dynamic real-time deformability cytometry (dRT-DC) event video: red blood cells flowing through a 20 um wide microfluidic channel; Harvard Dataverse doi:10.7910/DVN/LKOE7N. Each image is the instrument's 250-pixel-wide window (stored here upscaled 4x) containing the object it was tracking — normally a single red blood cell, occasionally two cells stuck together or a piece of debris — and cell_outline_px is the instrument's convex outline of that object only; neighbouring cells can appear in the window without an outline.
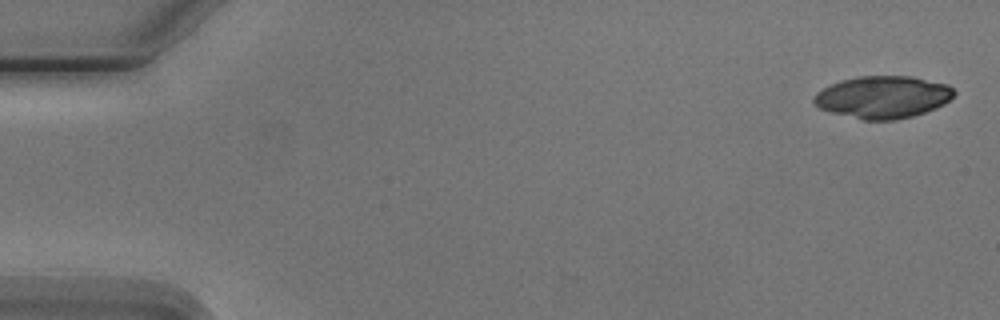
{"species": "Egyptian fruit bat (a non-hibernating species)", "species_latin": "Rousettus aegyptiacus", "temperature_condition": "cold", "stored_images_in_passage": 4, "camera_frame_rate_fps": 3000, "um_per_image_px": 0.085, "animal": {"sex": "male"}, "frame": {"image": 1, "passage_image": 1, "time_ms": 0.0, "image_size_px": [1000, 320], "cell_outline_px": [[956, 92], [944, 104], [936, 108], [912, 116], [896, 120], [864, 120], [828, 112], [820, 108], [812, 100], [816, 92], [840, 80], [856, 76], [912, 76], [948, 84]], "centroid_in_image_um": [75.03, 8.25], "position_along_channel_um": 10.0, "area_um2": 34.62}}